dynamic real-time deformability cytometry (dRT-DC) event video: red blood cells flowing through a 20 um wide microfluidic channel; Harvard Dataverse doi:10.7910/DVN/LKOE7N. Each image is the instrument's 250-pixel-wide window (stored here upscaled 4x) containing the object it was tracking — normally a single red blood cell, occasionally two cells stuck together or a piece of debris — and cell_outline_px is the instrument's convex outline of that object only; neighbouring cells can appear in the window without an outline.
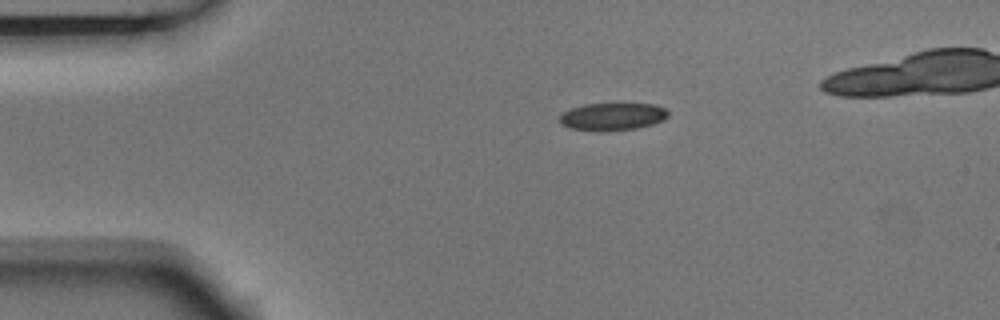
{"species": "Egyptian fruit bat (a non-hibernating species)", "species_latin": "Rousettus aegyptiacus", "temperature_condition": "room temperature", "stored_images_in_passage": 13, "camera_frame_rate_fps": 3000, "um_per_image_px": 0.085, "animal": {"sex": "male"}, "frame": {"image": 1, "passage_image": 1, "time_ms": 0.0, "image_size_px": [1000, 320], "cell_outline_px": [[668, 116], [664, 120], [652, 124], [636, 128], [604, 132], [600, 132], [572, 128], [560, 124], [560, 116], [564, 112], [572, 108], [584, 104], [656, 104], [664, 108], [668, 112]], "centroid_in_image_um": [52.07, 9.92], "position_along_channel_um": 32.9, "area_um2": 17.4}}
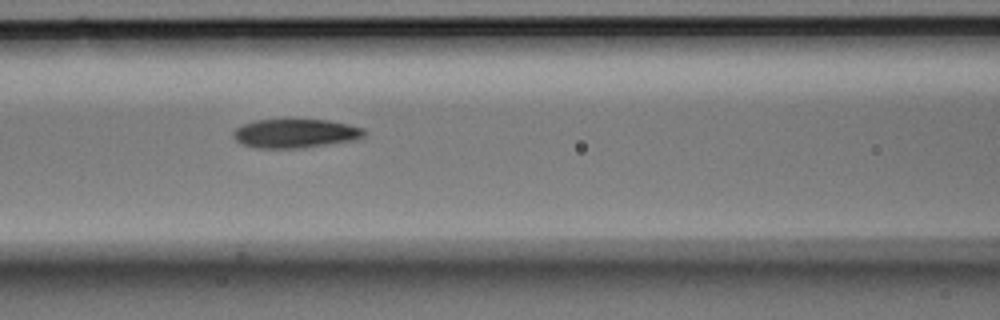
{"frame": {"image": 2, "passage_image": 6, "time_ms": 1.667, "image_size_px": [1000, 320], "cell_outline_px": [[368, 132], [364, 136], [352, 140], [300, 148], [256, 148], [240, 144], [232, 136], [232, 132], [236, 128], [244, 124], [256, 120], [292, 116], [328, 120], [348, 124], [364, 128]], "centroid_in_image_um": [25.07, 11.28], "position_along_channel_um": 141.5, "area_um2": 23.0}}
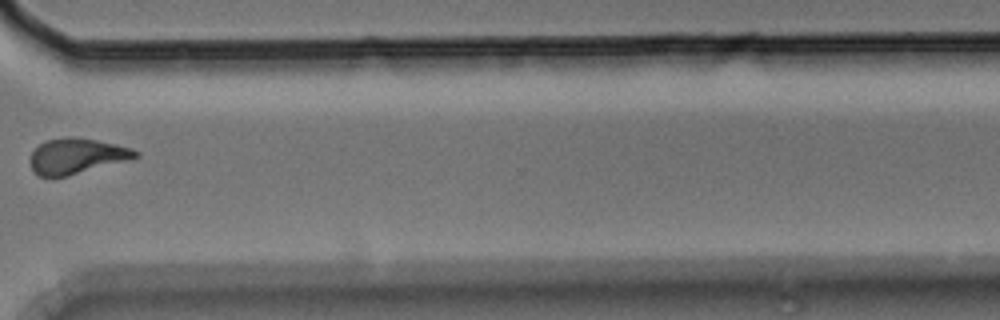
{"frame": {"image": 3, "passage_image": 11, "time_ms": 3.333, "image_size_px": [1000, 320], "cell_outline_px": [[140, 156], [68, 176], [52, 180], [40, 176], [32, 168], [28, 160], [32, 152], [40, 144], [48, 140], [68, 136], [72, 136], [96, 140], [132, 148], [140, 152]], "centroid_in_image_um": [6.46, 13.29], "position_along_channel_um": 364.1, "area_um2": 21.85}}